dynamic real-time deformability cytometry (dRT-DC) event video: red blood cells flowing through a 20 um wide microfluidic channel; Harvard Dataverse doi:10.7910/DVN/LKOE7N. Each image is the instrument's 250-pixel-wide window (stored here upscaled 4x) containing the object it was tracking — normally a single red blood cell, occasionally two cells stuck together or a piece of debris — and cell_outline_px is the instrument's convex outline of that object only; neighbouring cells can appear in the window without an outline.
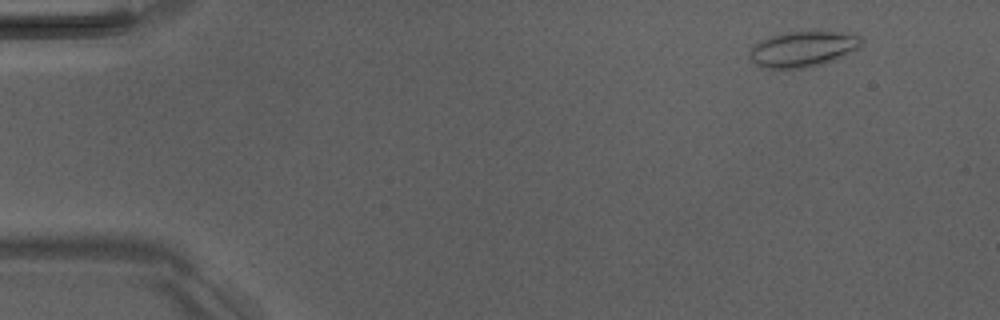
{"species": "Egyptian fruit bat (a non-hibernating species)", "species_latin": "Rousettus aegyptiacus", "temperature_condition": "room temperature", "stored_images_in_passage": 4, "camera_frame_rate_fps": 3000, "um_per_image_px": 0.085, "animal": {"sex": "male"}, "frame": {"image": 1, "passage_image": 1, "time_ms": 0.0, "image_size_px": [1000, 320], "cell_outline_px": [[864, 40], [860, 48], [836, 60], [820, 64], [800, 68], [760, 68], [752, 60], [748, 52], [752, 44], [768, 36], [784, 32], [816, 28], [856, 32]], "centroid_in_image_um": [68.32, 4.08], "position_along_channel_um": 16.7, "area_um2": 24.68}}